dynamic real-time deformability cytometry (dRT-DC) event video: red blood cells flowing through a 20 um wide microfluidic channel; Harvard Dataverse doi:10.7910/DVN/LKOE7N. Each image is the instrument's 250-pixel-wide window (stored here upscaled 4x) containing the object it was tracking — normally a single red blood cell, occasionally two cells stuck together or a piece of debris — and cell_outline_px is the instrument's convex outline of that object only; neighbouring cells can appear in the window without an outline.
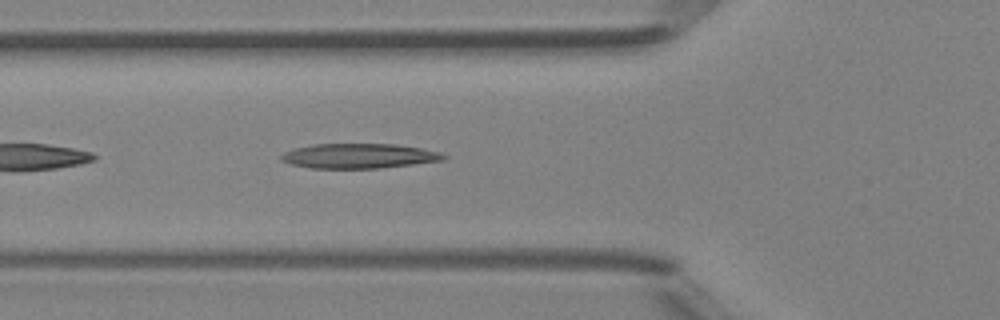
{"species": "Egyptian fruit bat (a non-hibernating species)", "species_latin": "Rousettus aegyptiacus", "temperature_condition": "room temperature", "stored_images_in_passage": 35, "camera_frame_rate_fps": 3000, "um_per_image_px": 0.085, "animal": {"sex": "female"}, "frame": {"image": 1, "passage_image": 4, "time_ms": 1.0, "image_size_px": [1000, 320], "cell_outline_px": [[448, 156], [444, 160], [380, 168], [308, 168], [292, 164], [280, 160], [280, 156], [284, 152], [292, 148], [312, 144], [396, 144], [420, 148], [440, 152]], "centroid_in_image_um": [30.48, 13.25], "position_along_channel_um": 95.3, "area_um2": 23.52}}
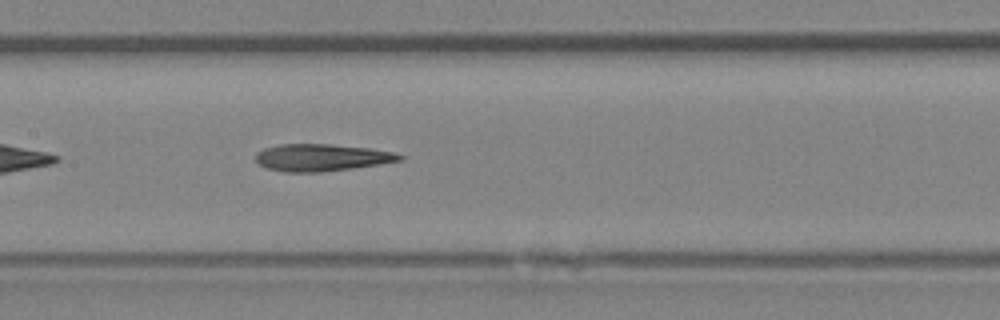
{"frame": {"image": 2, "passage_image": 10, "time_ms": 3.0, "image_size_px": [1000, 320], "cell_outline_px": [[404, 160], [380, 164], [352, 168], [320, 172], [284, 172], [264, 168], [256, 160], [256, 152], [264, 148], [280, 144], [332, 144], [372, 148], [392, 152], [404, 156]], "centroid_in_image_um": [27.33, 13.39], "position_along_channel_um": 180.1, "area_um2": 22.89}}
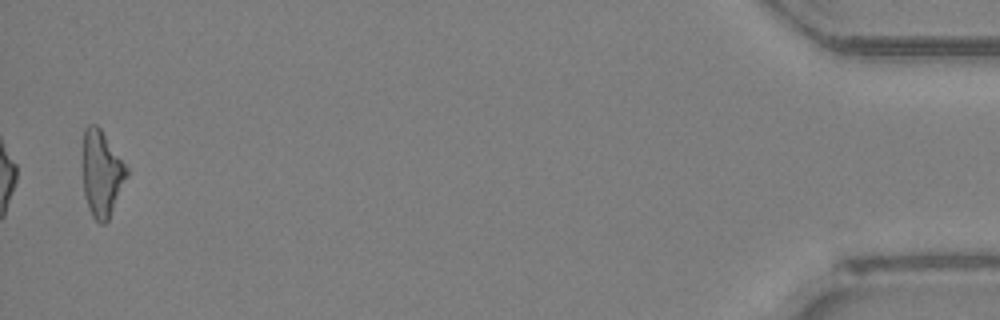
{"frame": {"image": 3, "passage_image": 34, "time_ms": 11.0, "image_size_px": [1000, 320], "cell_outline_px": [[128, 176], [108, 220], [104, 224], [100, 224], [92, 216], [88, 208], [84, 196], [84, 128], [88, 124], [96, 124], [100, 128], [128, 168]], "centroid_in_image_um": [8.66, 14.77], "position_along_channel_um": 426.5, "area_um2": 21.79}, "authors_computed_cell_mechanics": {"area_um2": 22.7154, "velocity_mm_per_s": 4.2416, "shape_relaxation_time_tau1_ms": 7.1368, "shape_relaxation_time_tau2_ms": 3.9706, "deformation_change_tau1": 0.2114, "deformation_change_tau2": 0.1843}}